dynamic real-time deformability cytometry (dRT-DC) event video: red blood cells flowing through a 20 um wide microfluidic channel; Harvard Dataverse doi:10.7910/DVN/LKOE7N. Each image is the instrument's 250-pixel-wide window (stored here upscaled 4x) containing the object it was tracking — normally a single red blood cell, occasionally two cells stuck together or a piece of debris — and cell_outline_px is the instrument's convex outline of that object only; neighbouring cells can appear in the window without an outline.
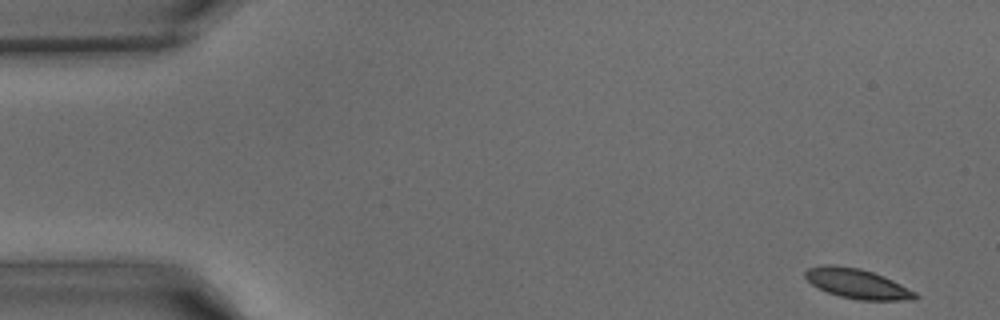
{"species": "common noctule bat (a hibernating species)", "species_latin": "Nyctalus noctula", "temperature_condition": "warm", "stored_images_in_passage": 11, "camera_frame_rate_fps": 3000, "um_per_image_px": 0.085, "animal": {"sex": "male", "body_mass_g": 15.6}, "frame": {"image": 1, "passage_image": 1, "time_ms": 0.0, "image_size_px": [1000, 320], "cell_outline_px": [[920, 296], [916, 300], [856, 300], [840, 296], [828, 292], [812, 284], [804, 276], [804, 272], [808, 268], [824, 264], [832, 264], [860, 268], [884, 276], [916, 292]], "centroid_in_image_um": [72.88, 24.11], "position_along_channel_um": 12.1, "area_um2": 19.13}}